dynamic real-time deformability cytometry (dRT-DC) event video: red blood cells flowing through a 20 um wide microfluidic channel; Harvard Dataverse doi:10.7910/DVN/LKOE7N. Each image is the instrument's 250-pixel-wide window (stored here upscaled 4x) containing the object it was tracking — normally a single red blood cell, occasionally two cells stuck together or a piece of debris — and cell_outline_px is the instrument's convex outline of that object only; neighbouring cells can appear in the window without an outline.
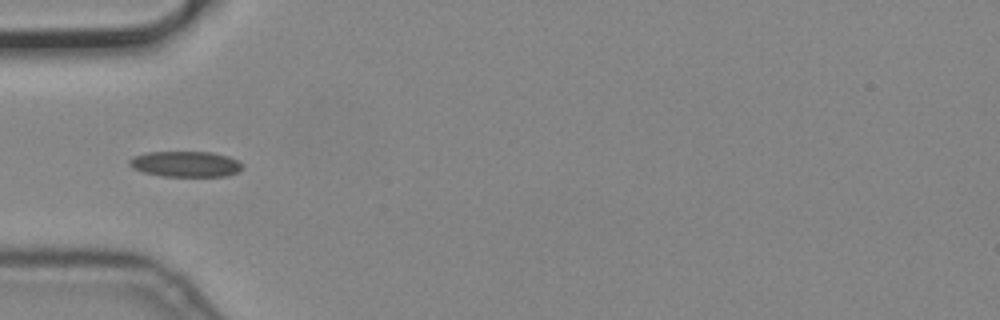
{"species": "common noctule bat (a hibernating species)", "species_latin": "Nyctalus noctula", "temperature_condition": "cold", "stored_images_in_passage": 4, "camera_frame_rate_fps": 3000, "um_per_image_px": 0.085, "animal": {"sex": "male", "body_mass_g": 19.2, "forearm_length_mm": 51.8}, "frame": {"image": 1, "passage_image": 2, "time_ms": 0.333, "image_size_px": [1000, 320], "cell_outline_px": [[244, 168], [228, 176], [160, 176], [144, 172], [132, 168], [128, 164], [128, 160], [132, 156], [144, 152], [212, 152], [228, 156], [244, 164]], "centroid_in_image_um": [15.75, 13.94], "position_along_channel_um": 69.2, "area_um2": 17.11}}
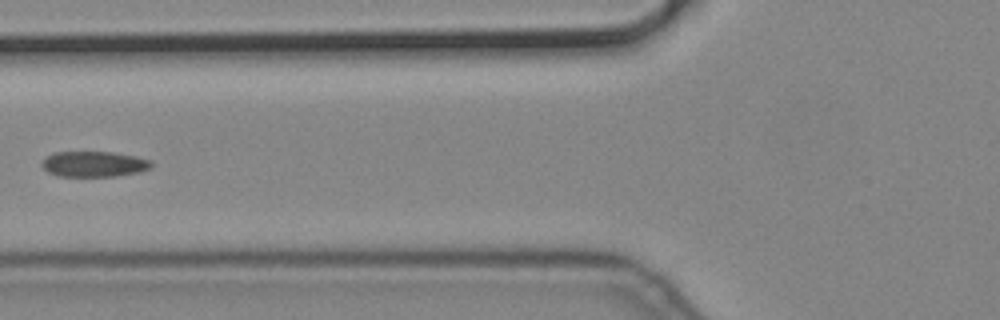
{"frame": {"image": 2, "passage_image": 3, "time_ms": 0.667, "image_size_px": [1000, 320], "cell_outline_px": [[152, 168], [140, 172], [116, 176], [56, 176], [48, 172], [40, 164], [44, 156], [52, 152], [112, 152], [136, 156], [152, 160]], "centroid_in_image_um": [7.98, 13.94], "position_along_channel_um": 117.8, "area_um2": 16.59}}
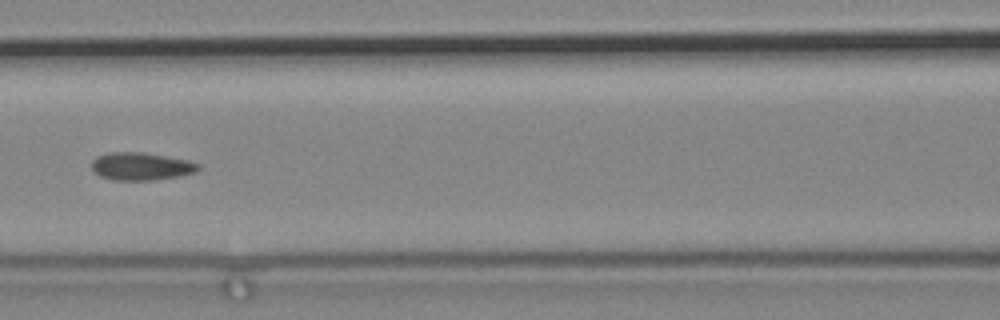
{"frame": {"image": 3, "passage_image": 4, "time_ms": 1.0, "image_size_px": [1000, 320], "cell_outline_px": [[200, 168], [196, 172], [180, 176], [152, 180], [112, 180], [100, 176], [92, 172], [92, 160], [96, 156], [108, 152], [144, 152], [188, 160], [200, 164]], "centroid_in_image_um": [11.97, 14.13], "position_along_channel_um": 154.6, "area_um2": 17.46}}